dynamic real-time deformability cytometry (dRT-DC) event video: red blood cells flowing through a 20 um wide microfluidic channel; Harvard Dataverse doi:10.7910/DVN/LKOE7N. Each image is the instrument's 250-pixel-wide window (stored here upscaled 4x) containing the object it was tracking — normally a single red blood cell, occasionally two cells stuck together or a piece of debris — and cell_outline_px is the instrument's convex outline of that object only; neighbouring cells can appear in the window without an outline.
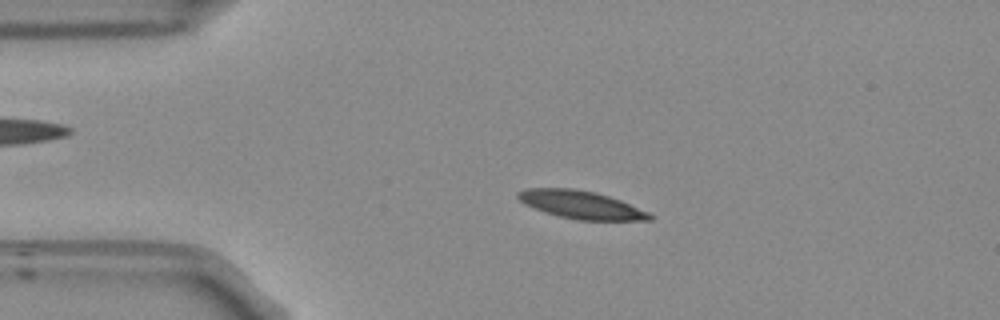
{"species": "Egyptian fruit bat (a non-hibernating species)", "species_latin": "Rousettus aegyptiacus", "temperature_condition": "room temperature", "stored_images_in_passage": 49, "camera_frame_rate_fps": 3000, "um_per_image_px": 0.085, "frame": {"image": 1, "passage_image": 6, "time_ms": 1.667, "image_size_px": [1000, 320], "cell_outline_px": [[652, 220], [576, 220], [544, 212], [520, 200], [516, 196], [516, 192], [528, 188], [572, 188], [596, 192], [620, 200], [648, 212], [652, 216]], "centroid_in_image_um": [49.38, 17.4], "position_along_channel_um": 35.6, "area_um2": 21.15}}
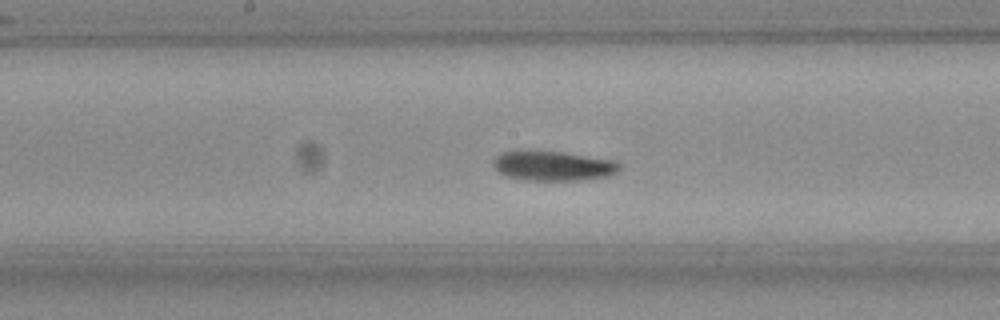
{"frame": {"image": 2, "passage_image": 22, "time_ms": 7.0, "image_size_px": [1000, 320], "cell_outline_px": [[620, 168], [616, 172], [608, 176], [580, 180], [524, 180], [504, 176], [496, 172], [492, 164], [492, 160], [496, 156], [504, 152], [524, 148], [564, 152], [608, 160], [620, 164]], "centroid_in_image_um": [46.87, 14.07], "position_along_channel_um": 201.3, "area_um2": 22.31}}
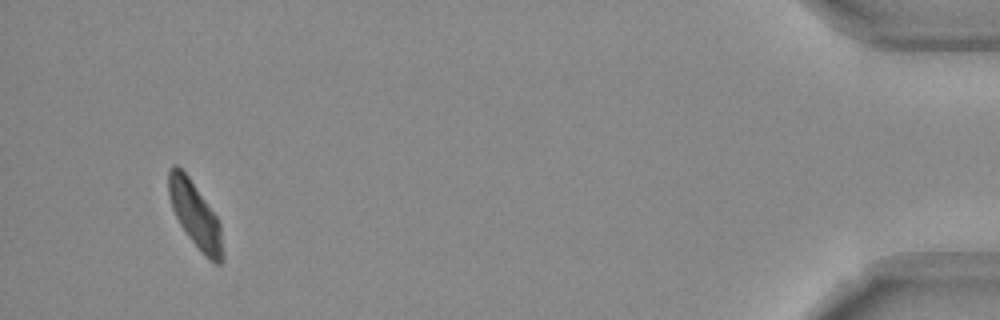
{"frame": {"image": 3, "passage_image": 46, "time_ms": 15.0, "image_size_px": [1000, 320], "cell_outline_px": [[224, 260], [220, 264], [212, 264], [208, 260], [188, 236], [180, 224], [172, 208], [168, 192], [168, 172], [172, 164], [176, 164], [188, 176], [216, 216], [220, 224], [224, 252]], "centroid_in_image_um": [16.61, 18.31], "position_along_channel_um": 418.6, "area_um2": 20.58}, "authors_computed_cell_mechanics": {"area_um2": 21.4438, "velocity_mm_per_s": 3.7227, "shape_relaxation_time_tau1_ms": 6.7398, "shape_relaxation_time_tau2_ms": null, "deformation_change_tau1": 0.1442, "deformation_change_tau2": null}}